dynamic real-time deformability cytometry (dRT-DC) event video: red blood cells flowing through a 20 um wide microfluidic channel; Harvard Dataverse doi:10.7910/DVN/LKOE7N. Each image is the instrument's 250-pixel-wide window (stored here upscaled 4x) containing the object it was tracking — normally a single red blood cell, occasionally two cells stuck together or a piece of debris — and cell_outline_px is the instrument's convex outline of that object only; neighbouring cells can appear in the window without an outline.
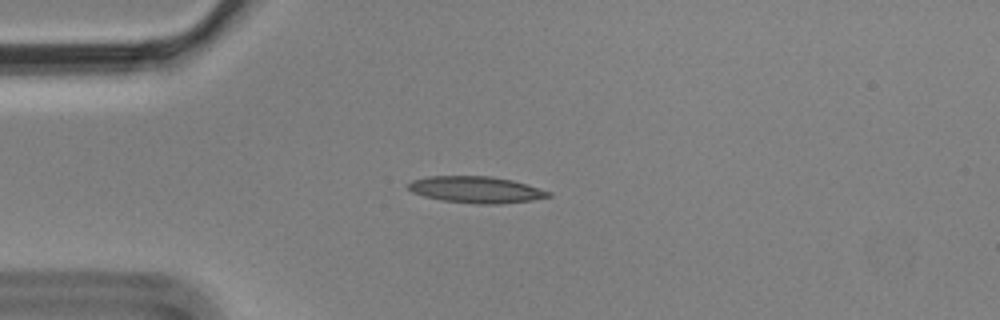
{"species": "Egyptian fruit bat (a non-hibernating species)", "species_latin": "Rousettus aegyptiacus", "temperature_condition": "cold", "stored_images_in_passage": 9, "camera_frame_rate_fps": 3000, "um_per_image_px": 0.085, "animal": {"sex": "male"}, "frame": {"image": 1, "passage_image": 3, "time_ms": 0.667, "image_size_px": [1000, 320], "cell_outline_px": [[552, 196], [532, 200], [500, 204], [480, 204], [440, 200], [424, 196], [412, 192], [408, 188], [408, 184], [412, 180], [428, 176], [492, 176], [512, 180], [528, 184], [552, 192]], "centroid_in_image_um": [40.49, 16.12], "position_along_channel_um": 44.5, "area_um2": 21.79}}
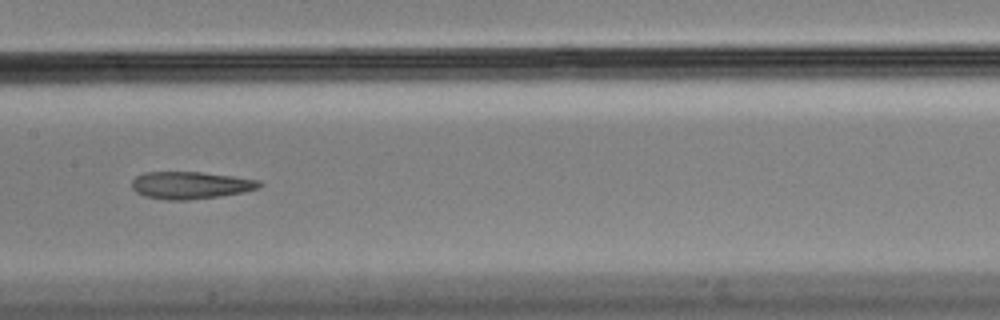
{"frame": {"image": 2, "passage_image": 7, "time_ms": 2.0, "image_size_px": [1000, 320], "cell_outline_px": [[264, 184], [260, 188], [244, 192], [220, 196], [188, 200], [164, 200], [144, 196], [136, 192], [132, 188], [132, 180], [136, 176], [144, 172], [200, 172], [232, 176], [260, 180]], "centroid_in_image_um": [16.21, 15.75], "position_along_channel_um": 191.2, "area_um2": 20.46}}
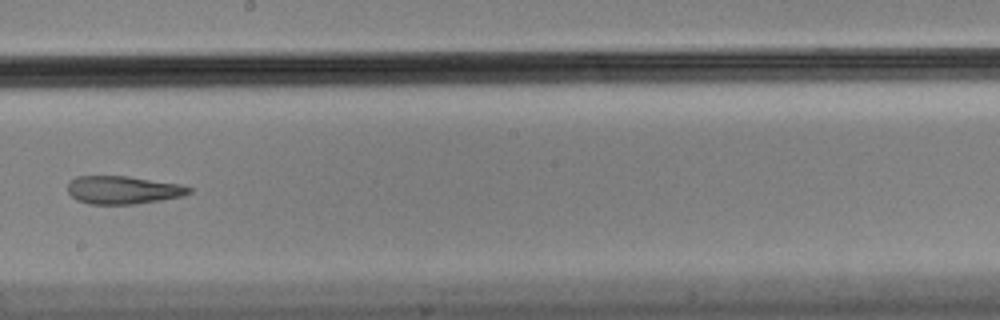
{"frame": {"image": 3, "passage_image": 8, "time_ms": 2.333, "image_size_px": [1000, 320], "cell_outline_px": [[192, 192], [184, 196], [136, 204], [88, 204], [76, 200], [68, 192], [68, 184], [76, 176], [128, 176], [180, 184], [192, 188]], "centroid_in_image_um": [10.47, 16.15], "position_along_channel_um": 237.7, "area_um2": 19.88}}